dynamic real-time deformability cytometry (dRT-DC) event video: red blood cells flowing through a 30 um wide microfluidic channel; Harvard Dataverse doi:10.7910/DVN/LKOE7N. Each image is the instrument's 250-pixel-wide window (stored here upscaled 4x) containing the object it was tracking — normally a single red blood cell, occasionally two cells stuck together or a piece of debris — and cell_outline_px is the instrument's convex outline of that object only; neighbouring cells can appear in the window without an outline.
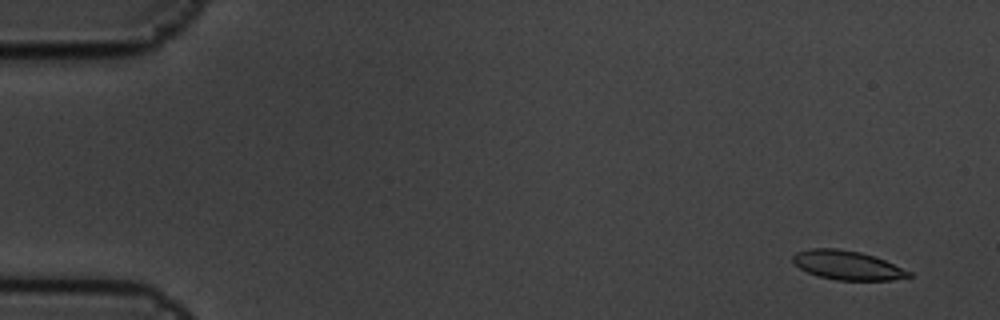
{"species": "common noctule bat (a hibernating species)", "species_latin": "Nyctalus noctula", "temperature_condition": "cold", "stored_images_in_passage": 5, "camera_frame_rate_fps": 3000, "um_per_image_px": 0.085, "animal": {"sex": "male", "body_mass_g": 19.5, "forearm_length_mm": 54.6}, "frame": {"image": 1, "passage_image": 1, "time_ms": 0.0, "image_size_px": [1000, 320], "cell_outline_px": [[912, 276], [892, 280], [836, 280], [820, 276], [808, 272], [800, 268], [792, 260], [792, 256], [796, 252], [812, 248], [836, 248], [860, 252], [884, 260], [912, 272]], "centroid_in_image_um": [72.02, 22.54], "position_along_channel_um": 13.0, "area_um2": 19.42}}
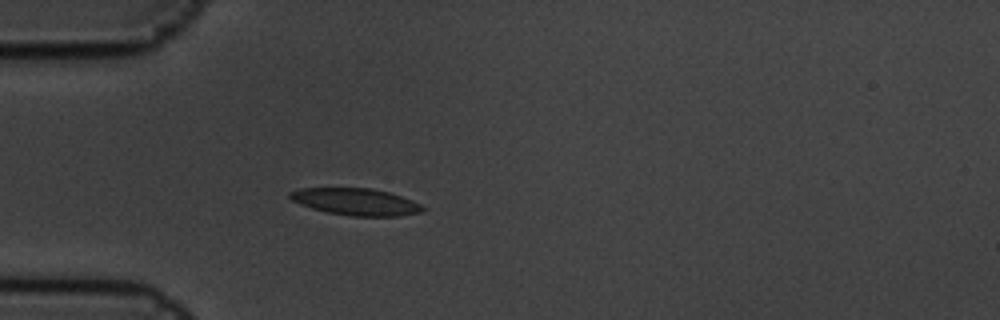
{"frame": {"image": 2, "passage_image": 5, "time_ms": 1.333, "image_size_px": [1000, 320], "cell_outline_px": [[424, 212], [400, 216], [352, 216], [328, 212], [312, 208], [300, 204], [292, 200], [288, 196], [288, 192], [300, 188], [372, 188], [388, 192], [412, 200], [420, 204], [424, 208]], "centroid_in_image_um": [30.25, 17.15], "position_along_channel_um": 54.8, "area_um2": 20.81}}